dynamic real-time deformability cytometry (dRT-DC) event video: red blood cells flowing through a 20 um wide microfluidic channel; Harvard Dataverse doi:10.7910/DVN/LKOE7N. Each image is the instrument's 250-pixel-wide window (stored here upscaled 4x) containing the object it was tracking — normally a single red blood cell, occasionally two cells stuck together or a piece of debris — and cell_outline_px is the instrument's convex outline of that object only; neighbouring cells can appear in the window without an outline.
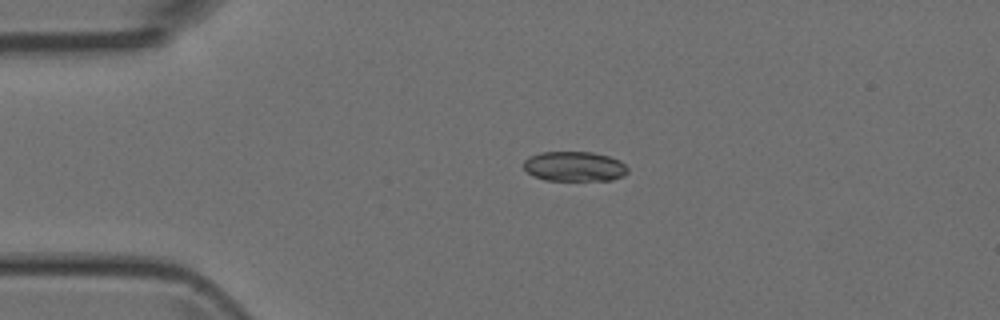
{"species": "Egyptian fruit bat (a non-hibernating species)", "species_latin": "Rousettus aegyptiacus", "temperature_condition": "room temperature", "stored_images_in_passage": 2, "camera_frame_rate_fps": 3000, "um_per_image_px": 0.085, "animal": {"sex": "female"}, "frame": {"image": 1, "passage_image": 1, "time_ms": 0.0, "image_size_px": [1000, 320], "cell_outline_px": [[628, 172], [624, 176], [612, 180], [544, 180], [532, 176], [524, 168], [524, 160], [528, 156], [540, 152], [592, 152], [608, 156], [620, 160], [628, 168]], "centroid_in_image_um": [48.82, 14.14], "position_along_channel_um": 36.2, "area_um2": 18.26}}